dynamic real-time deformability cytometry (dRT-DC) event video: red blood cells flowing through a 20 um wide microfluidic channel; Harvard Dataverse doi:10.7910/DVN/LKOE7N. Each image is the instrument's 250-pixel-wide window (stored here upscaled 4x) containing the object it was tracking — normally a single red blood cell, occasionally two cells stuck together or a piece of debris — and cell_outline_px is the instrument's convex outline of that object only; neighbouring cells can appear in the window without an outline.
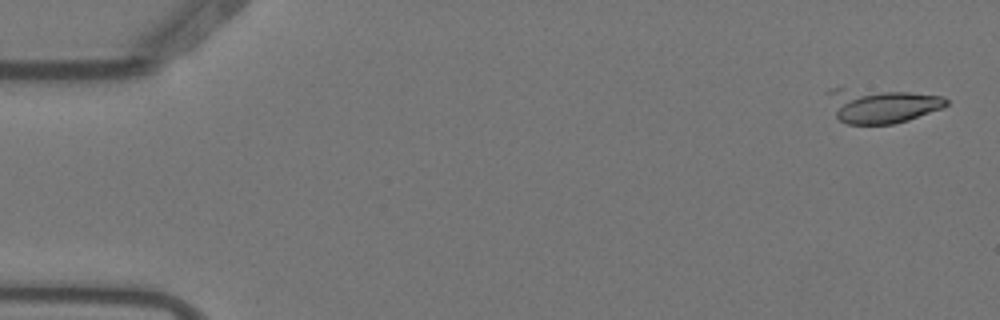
{"species": "Egyptian fruit bat (a non-hibernating species)", "species_latin": "Rousettus aegyptiacus", "temperature_condition": "warm", "stored_images_in_passage": 5, "camera_frame_rate_fps": 3000, "um_per_image_px": 0.085, "animal": {"sex": "female"}, "frame": {"image": 1, "passage_image": 1, "time_ms": 0.0, "image_size_px": [1000, 320], "cell_outline_px": [[948, 104], [944, 108], [908, 120], [892, 124], [848, 124], [840, 120], [836, 116], [824, 92], [828, 88], [844, 88], [908, 92], [944, 96], [948, 100]], "centroid_in_image_um": [74.9, 8.96], "position_along_channel_um": 10.1, "area_um2": 24.04}}